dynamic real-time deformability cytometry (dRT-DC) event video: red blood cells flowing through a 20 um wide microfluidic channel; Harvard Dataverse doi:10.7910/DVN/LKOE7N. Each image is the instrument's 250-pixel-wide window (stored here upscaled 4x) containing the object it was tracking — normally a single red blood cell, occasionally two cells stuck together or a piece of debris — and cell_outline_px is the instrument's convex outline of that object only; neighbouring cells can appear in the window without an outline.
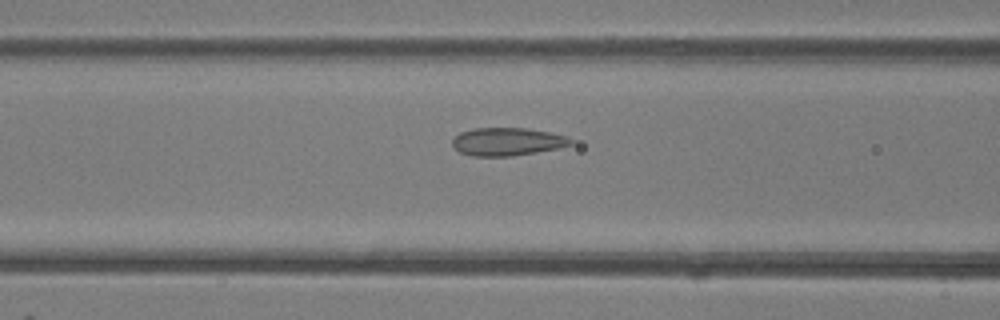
{"species": "common noctule bat (a hibernating species)", "species_latin": "Nyctalus noctula", "temperature_condition": "room temperature", "stored_images_in_passage": 47, "camera_frame_rate_fps": 3000, "um_per_image_px": 0.085, "animal": {"sex": "female"}, "frame": {"image": 1, "passage_image": 19, "time_ms": 6.0, "image_size_px": [1000, 320], "cell_outline_px": [[572, 144], [560, 148], [512, 156], [472, 156], [460, 152], [452, 144], [452, 140], [460, 132], [476, 128], [528, 128], [552, 132], [568, 136], [572, 140]], "centroid_in_image_um": [43.16, 12.03], "position_along_channel_um": 123.4, "area_um2": 19.36}}
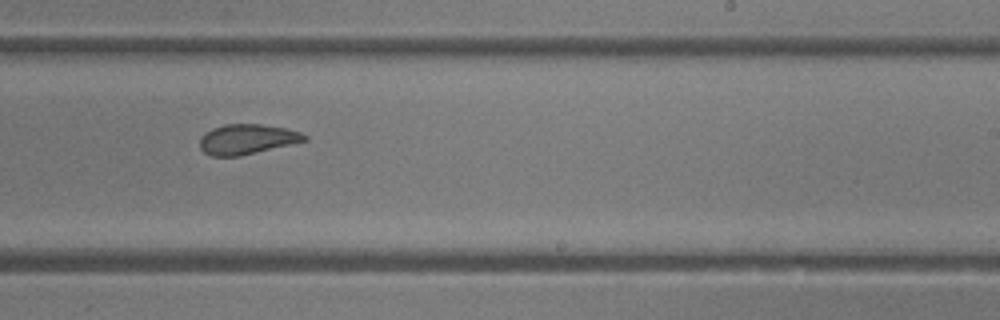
{"frame": {"image": 2, "passage_image": 29, "time_ms": 9.333, "image_size_px": [1000, 320], "cell_outline_px": [[308, 140], [240, 156], [212, 156], [204, 152], [200, 148], [200, 136], [204, 132], [212, 128], [224, 124], [260, 124], [284, 128], [300, 132], [308, 136]], "centroid_in_image_um": [20.97, 11.83], "position_along_channel_um": 268.0, "area_um2": 18.32}}
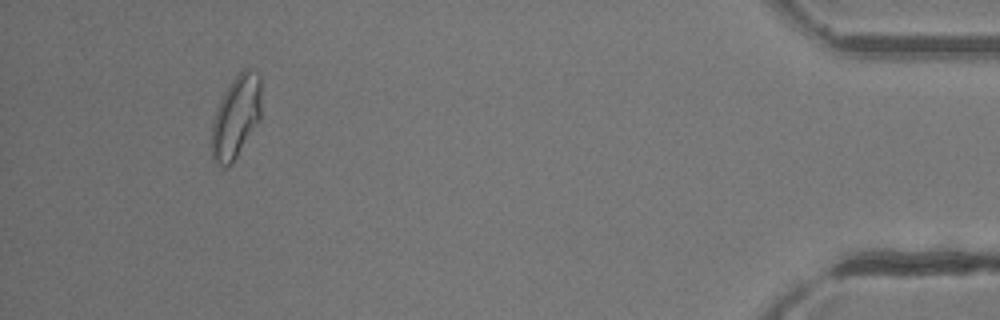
{"frame": {"image": 3, "passage_image": 44, "time_ms": 14.333, "image_size_px": [1000, 320], "cell_outline_px": [[260, 120], [232, 164], [228, 168], [224, 168], [212, 156], [212, 124], [220, 100], [224, 92], [232, 80], [244, 68], [252, 68], [260, 76]], "centroid_in_image_um": [20.08, 9.93], "position_along_channel_um": 415.1, "area_um2": 23.7}, "authors_computed_cell_mechanics": {"area_um2": 20.5768, "velocity_mm_per_s": 4.3364, "shape_relaxation_time_tau1_ms": null, "shape_relaxation_time_tau2_ms": 1.055, "deformation_change_tau1": null, "deformation_change_tau2": 0.061}}